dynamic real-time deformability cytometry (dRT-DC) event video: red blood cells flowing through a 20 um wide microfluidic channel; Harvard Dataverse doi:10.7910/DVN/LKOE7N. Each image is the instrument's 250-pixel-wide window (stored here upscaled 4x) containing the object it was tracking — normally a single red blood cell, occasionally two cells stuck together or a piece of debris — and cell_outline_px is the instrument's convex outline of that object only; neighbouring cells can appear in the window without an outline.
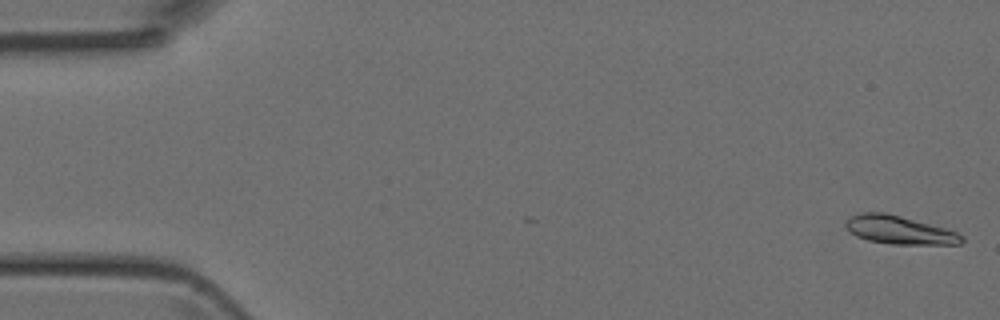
{"species": "Egyptian fruit bat (a non-hibernating species)", "species_latin": "Rousettus aegyptiacus", "temperature_condition": "room temperature", "stored_images_in_passage": 2, "camera_frame_rate_fps": 3000, "um_per_image_px": 0.085, "animal": {"sex": "female"}, "frame": {"image": 1, "passage_image": 2, "time_ms": 0.333, "image_size_px": [1000, 320], "cell_outline_px": [[964, 240], [960, 244], [892, 244], [868, 240], [856, 236], [844, 224], [852, 216], [864, 212], [884, 212], [900, 216], [944, 228], [956, 232], [964, 236]], "centroid_in_image_um": [76.46, 19.55], "position_along_channel_um": 8.5, "area_um2": 18.73}}